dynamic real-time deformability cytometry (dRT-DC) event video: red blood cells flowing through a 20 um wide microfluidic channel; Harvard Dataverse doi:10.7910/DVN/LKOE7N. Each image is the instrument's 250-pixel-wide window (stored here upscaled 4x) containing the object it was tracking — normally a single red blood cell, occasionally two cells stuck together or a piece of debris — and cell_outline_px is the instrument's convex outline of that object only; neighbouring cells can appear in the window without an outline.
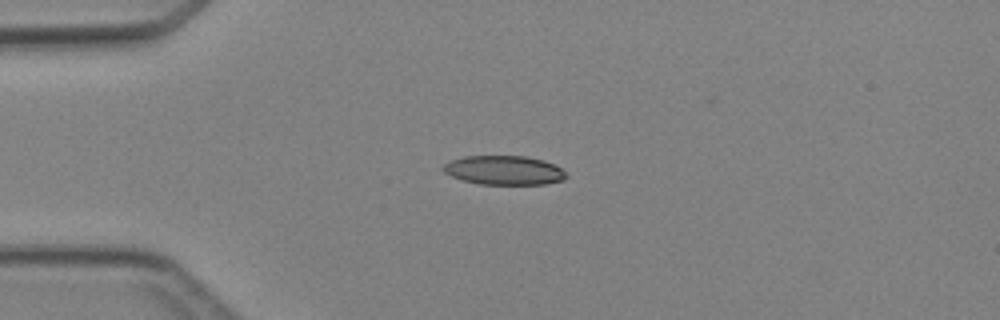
{"species": "Egyptian fruit bat (a non-hibernating species)", "species_latin": "Rousettus aegyptiacus", "temperature_condition": "cold", "stored_images_in_passage": 3, "camera_frame_rate_fps": 3000, "um_per_image_px": 0.085, "animal": {"sex": "female"}, "frame": {"image": 1, "passage_image": 1, "time_ms": 0.0, "image_size_px": [1000, 320], "cell_outline_px": [[568, 176], [564, 180], [544, 184], [480, 184], [464, 180], [452, 176], [444, 172], [440, 168], [444, 164], [452, 160], [464, 156], [524, 156], [544, 160], [556, 164]], "centroid_in_image_um": [42.86, 14.47], "position_along_channel_um": 42.1, "area_um2": 20.87}}
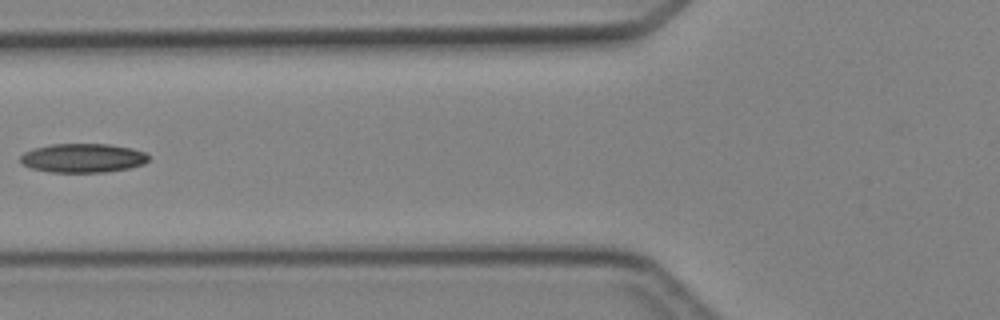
{"frame": {"image": 2, "passage_image": 3, "time_ms": 2.333, "image_size_px": [1000, 320], "cell_outline_px": [[148, 160], [144, 164], [128, 168], [104, 172], [48, 172], [32, 168], [20, 164], [20, 156], [24, 152], [36, 148], [52, 144], [108, 144], [132, 148], [144, 152], [148, 156]], "centroid_in_image_um": [7.02, 13.43], "position_along_channel_um": 118.8, "area_um2": 21.62}}